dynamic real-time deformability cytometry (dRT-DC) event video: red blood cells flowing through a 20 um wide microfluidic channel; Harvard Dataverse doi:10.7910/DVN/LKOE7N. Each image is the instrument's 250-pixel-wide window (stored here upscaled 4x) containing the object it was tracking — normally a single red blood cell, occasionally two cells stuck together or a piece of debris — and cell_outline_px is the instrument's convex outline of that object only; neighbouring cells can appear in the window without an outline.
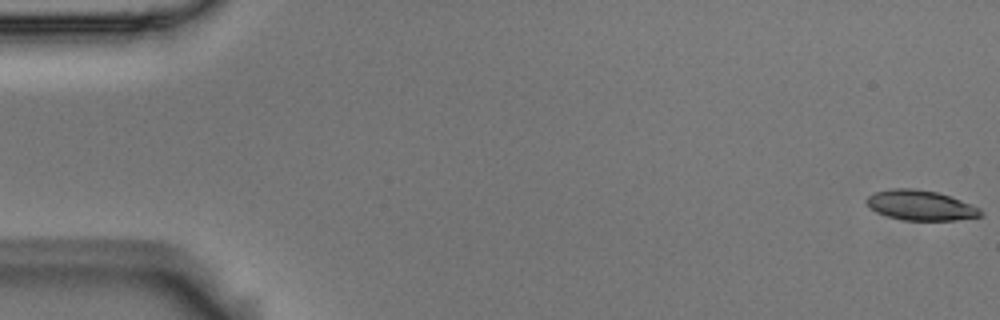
{"species": "Egyptian fruit bat (a non-hibernating species)", "species_latin": "Rousettus aegyptiacus", "temperature_condition": "room temperature", "stored_images_in_passage": 55, "camera_frame_rate_fps": 3000, "um_per_image_px": 0.085, "animal": {"sex": "male"}, "frame": {"image": 1, "passage_image": 1, "time_ms": 0.0, "image_size_px": [1000, 320], "cell_outline_px": [[984, 216], [956, 220], [900, 220], [876, 212], [864, 200], [872, 192], [892, 188], [916, 188], [936, 192], [960, 200], [980, 208], [984, 212]], "centroid_in_image_um": [78.24, 17.45], "position_along_channel_um": 6.8, "area_um2": 20.06}}
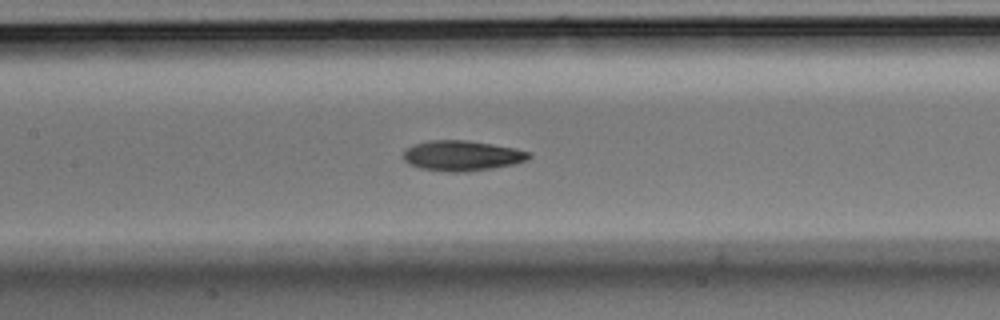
{"frame": {"image": 2, "passage_image": 26, "time_ms": 8.333, "image_size_px": [1000, 320], "cell_outline_px": [[532, 156], [528, 160], [512, 164], [492, 168], [468, 172], [448, 172], [420, 168], [408, 164], [404, 160], [404, 148], [412, 144], [428, 140], [468, 140], [516, 148], [532, 152]], "centroid_in_image_um": [39.26, 13.22], "position_along_channel_um": 168.1, "area_um2": 22.48}}
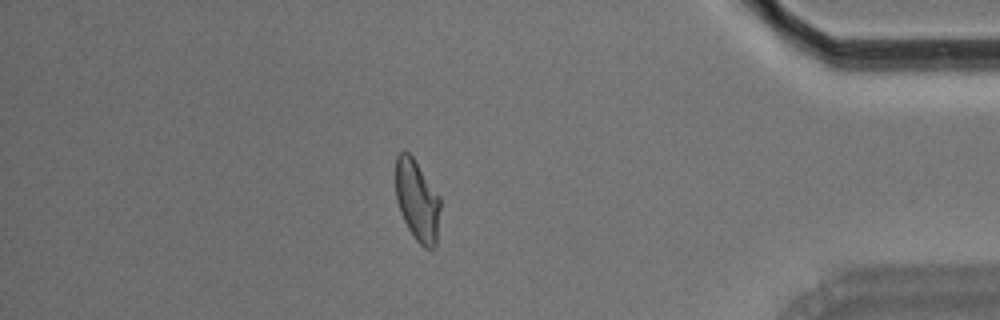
{"frame": {"image": 3, "passage_image": 48, "time_ms": 15.667, "image_size_px": [1000, 320], "cell_outline_px": [[440, 208], [436, 244], [432, 248], [424, 248], [412, 236], [400, 212], [396, 200], [396, 156], [404, 148], [412, 156], [440, 196]], "centroid_in_image_um": [35.45, 17.03], "position_along_channel_um": 399.7, "area_um2": 21.15}, "authors_computed_cell_mechanics": {"area_um2": 21.6172, "velocity_mm_per_s": 3.6651, "shape_relaxation_time_tau1_ms": 10.8893, "shape_relaxation_time_tau2_ms": 3.983, "deformation_change_tau1": 0.2505, "deformation_change_tau2": 0.1038}}